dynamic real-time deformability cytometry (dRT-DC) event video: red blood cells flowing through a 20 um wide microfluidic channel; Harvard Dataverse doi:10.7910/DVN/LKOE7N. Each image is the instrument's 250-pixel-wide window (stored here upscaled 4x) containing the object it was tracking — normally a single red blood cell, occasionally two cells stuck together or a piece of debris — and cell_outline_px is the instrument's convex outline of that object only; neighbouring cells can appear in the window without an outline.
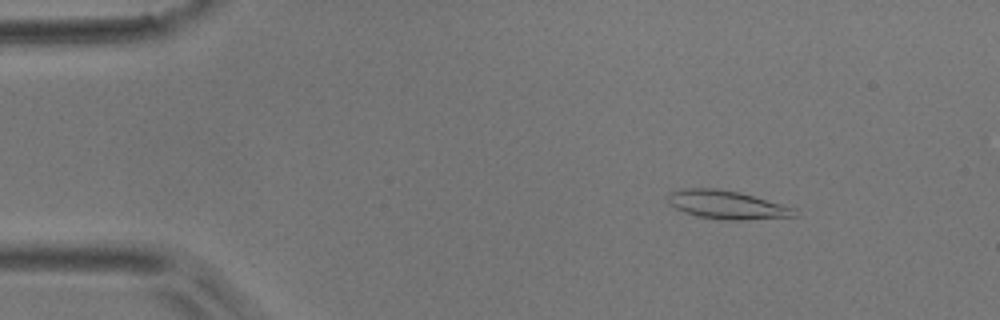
{"species": "common noctule bat (a hibernating species)", "species_latin": "Nyctalus noctula", "temperature_condition": "room temperature", "stored_images_in_passage": 54, "camera_frame_rate_fps": 3000, "um_per_image_px": 0.085, "animal": {"sex": "male", "body_mass_g": 17.9}, "frame": {"image": 1, "passage_image": 7, "time_ms": 2.0, "image_size_px": [1000, 320], "cell_outline_px": [[800, 216], [744, 220], [724, 220], [696, 216], [684, 212], [668, 204], [668, 192], [680, 188], [716, 188], [740, 192], [796, 208]], "centroid_in_image_um": [61.79, 17.41], "position_along_channel_um": 23.2, "area_um2": 21.33}}
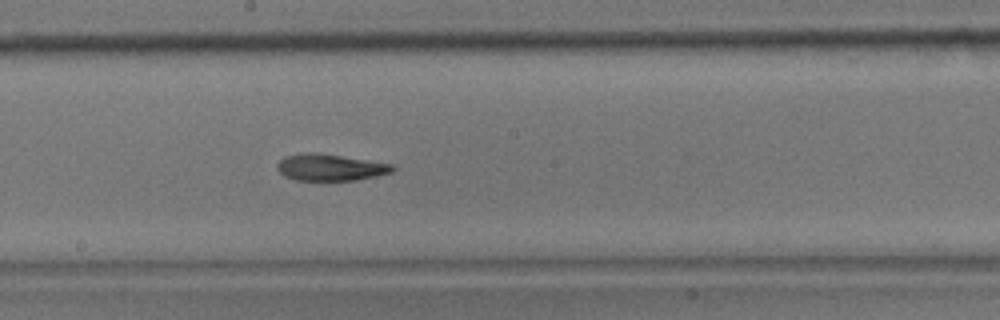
{"frame": {"image": 2, "passage_image": 29, "time_ms": 9.333, "image_size_px": [1000, 320], "cell_outline_px": [[396, 168], [392, 172], [376, 176], [356, 180], [296, 180], [284, 176], [276, 168], [276, 164], [284, 156], [308, 152], [312, 152], [368, 160], [392, 164]], "centroid_in_image_um": [28.05, 14.23], "position_along_channel_um": 220.2, "area_um2": 17.8}}
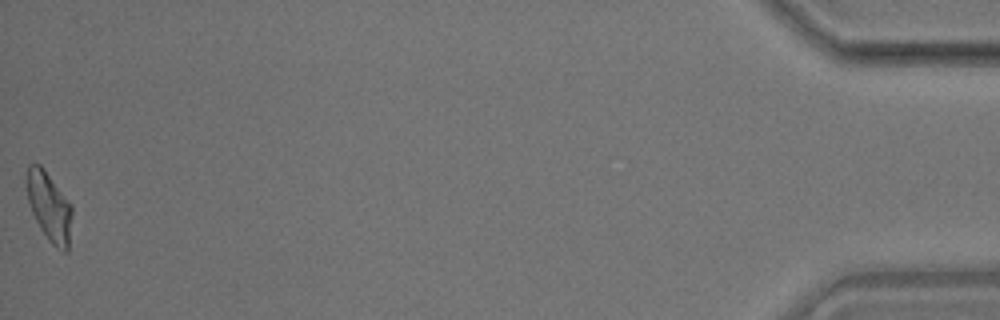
{"frame": {"image": 3, "passage_image": 54, "time_ms": 17.667, "image_size_px": [1000, 320], "cell_outline_px": [[72, 212], [68, 252], [64, 252], [56, 248], [48, 240], [40, 228], [32, 212], [28, 200], [28, 164], [40, 164], [44, 168], [72, 204]], "centroid_in_image_um": [4.22, 17.6], "position_along_channel_um": 431.0, "area_um2": 18.09}, "authors_computed_cell_mechanics": {"area_um2": 18.5538, "velocity_mm_per_s": 3.6814, "shape_relaxation_time_tau1_ms": 9.375, "shape_relaxation_time_tau2_ms": 5.1685, "deformation_change_tau1": 0.227, "deformation_change_tau2": 0.133}}